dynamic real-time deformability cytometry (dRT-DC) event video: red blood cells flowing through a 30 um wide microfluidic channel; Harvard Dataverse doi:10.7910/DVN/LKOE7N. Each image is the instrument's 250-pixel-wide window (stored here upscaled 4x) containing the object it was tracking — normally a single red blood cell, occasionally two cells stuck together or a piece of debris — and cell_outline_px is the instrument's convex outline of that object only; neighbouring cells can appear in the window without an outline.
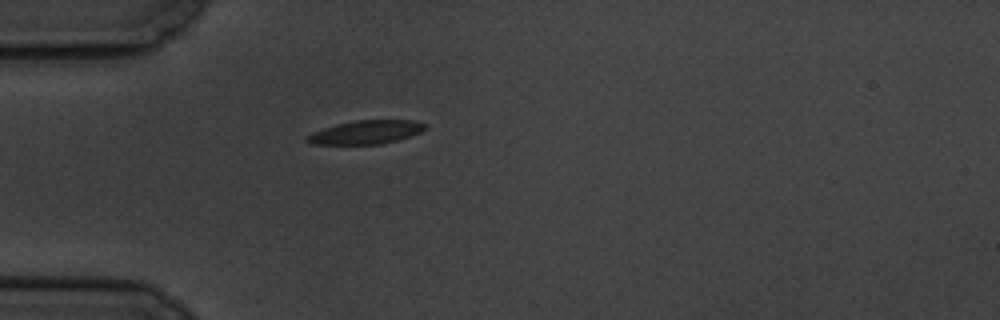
{"species": "common noctule bat (a hibernating species)", "species_latin": "Nyctalus noctula", "temperature_condition": "cold", "stored_images_in_passage": 2, "camera_frame_rate_fps": 3000, "um_per_image_px": 0.085, "animal": {"sex": "male", "body_mass_g": 19.5, "forearm_length_mm": 54.6}, "frame": {"image": 1, "passage_image": 1, "time_ms": 0.0, "image_size_px": [1000, 320], "cell_outline_px": [[428, 128], [420, 132], [396, 140], [380, 144], [312, 144], [304, 140], [304, 136], [312, 132], [336, 124], [356, 120], [416, 120], [428, 124]], "centroid_in_image_um": [31.1, 11.23], "position_along_channel_um": 53.9, "area_um2": 16.3}}